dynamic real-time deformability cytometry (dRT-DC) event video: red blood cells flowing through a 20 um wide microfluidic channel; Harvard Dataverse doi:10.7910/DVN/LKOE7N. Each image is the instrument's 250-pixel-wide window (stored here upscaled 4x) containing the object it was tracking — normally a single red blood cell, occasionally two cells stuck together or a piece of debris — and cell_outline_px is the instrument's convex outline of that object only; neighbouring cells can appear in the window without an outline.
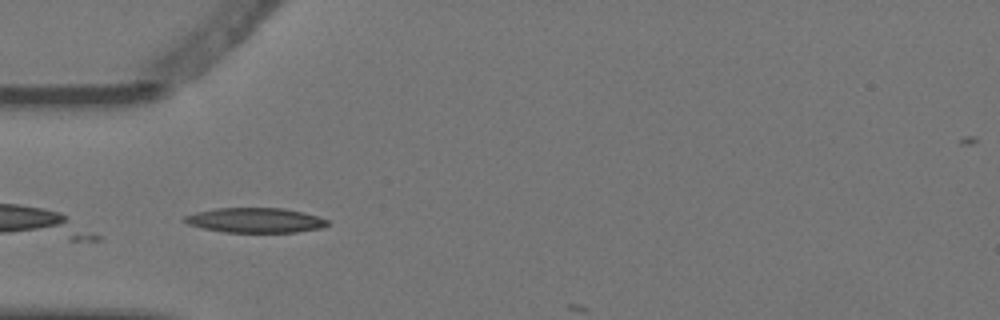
{"species": "Egyptian fruit bat (a non-hibernating species)", "species_latin": "Rousettus aegyptiacus", "temperature_condition": "warm", "stored_images_in_passage": 5, "camera_frame_rate_fps": 3000, "um_per_image_px": 0.085, "animal": {"sex": "female"}, "frame": {"image": 1, "passage_image": 4, "time_ms": 1.0, "image_size_px": [1000, 320], "cell_outline_px": [[328, 224], [320, 228], [296, 232], [224, 232], [204, 228], [188, 224], [180, 220], [184, 216], [196, 212], [216, 208], [284, 208], [304, 212], [328, 220]], "centroid_in_image_um": [21.66, 18.71], "position_along_channel_um": 63.3, "area_um2": 20.63}}